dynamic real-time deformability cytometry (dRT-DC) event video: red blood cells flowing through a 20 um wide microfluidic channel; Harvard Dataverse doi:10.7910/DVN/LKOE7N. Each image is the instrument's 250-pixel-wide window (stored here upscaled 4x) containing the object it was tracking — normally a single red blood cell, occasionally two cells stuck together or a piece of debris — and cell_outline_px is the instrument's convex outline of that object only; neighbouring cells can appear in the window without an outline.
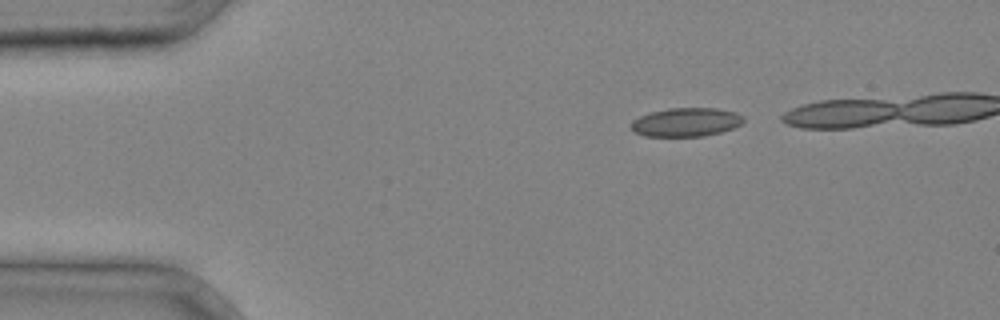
{"species": "common noctule bat (a hibernating species)", "species_latin": "Nyctalus noctula", "temperature_condition": "cold", "stored_images_in_passage": 4, "camera_frame_rate_fps": 3000, "um_per_image_px": 0.085, "animal": {"sex": "male", "body_mass_g": 20.4}, "frame": {"image": 1, "passage_image": 1, "time_ms": 0.0, "image_size_px": [1000, 320], "cell_outline_px": [[744, 120], [740, 124], [732, 128], [720, 132], [704, 136], [644, 136], [636, 132], [632, 128], [632, 120], [640, 116], [652, 112], [668, 108], [716, 108], [736, 112], [744, 116]], "centroid_in_image_um": [58.34, 10.38], "position_along_channel_um": 26.7, "area_um2": 18.67}}